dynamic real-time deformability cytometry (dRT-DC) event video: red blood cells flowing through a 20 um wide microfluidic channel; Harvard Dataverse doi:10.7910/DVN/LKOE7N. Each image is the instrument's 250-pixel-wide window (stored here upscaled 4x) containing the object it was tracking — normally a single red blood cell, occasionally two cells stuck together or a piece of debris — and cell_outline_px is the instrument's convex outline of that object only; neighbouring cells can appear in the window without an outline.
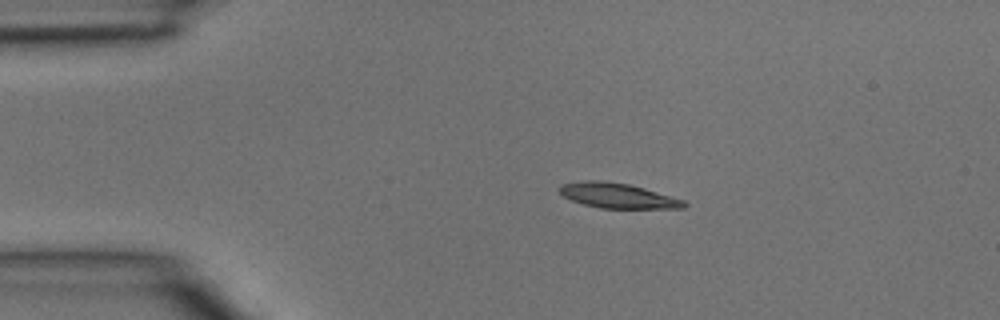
{"species": "common noctule bat (a hibernating species)", "species_latin": "Nyctalus noctula", "temperature_condition": "room temperature", "stored_images_in_passage": 3, "camera_frame_rate_fps": 3000, "um_per_image_px": 0.085, "animal": {"sex": "male", "body_mass_g": 15.6}, "frame": {"image": 1, "passage_image": 2, "time_ms": 0.333, "image_size_px": [1000, 320], "cell_outline_px": [[688, 204], [684, 208], [600, 208], [584, 204], [572, 200], [564, 196], [560, 192], [560, 184], [580, 180], [600, 180], [628, 184], [644, 188], [684, 200]], "centroid_in_image_um": [52.49, 16.62], "position_along_channel_um": 32.5, "area_um2": 18.03}}